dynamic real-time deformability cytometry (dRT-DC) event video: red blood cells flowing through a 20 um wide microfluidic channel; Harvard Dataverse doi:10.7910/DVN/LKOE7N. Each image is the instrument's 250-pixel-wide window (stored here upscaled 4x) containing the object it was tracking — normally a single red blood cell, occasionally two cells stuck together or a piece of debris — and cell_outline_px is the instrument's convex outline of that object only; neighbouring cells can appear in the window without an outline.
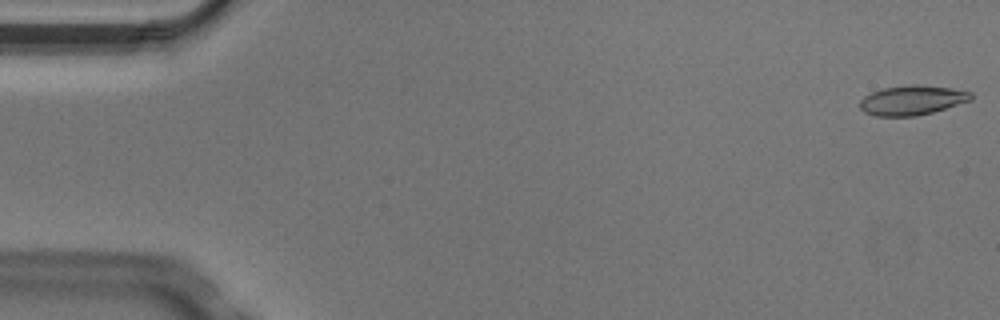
{"species": "Egyptian fruit bat (a non-hibernating species)", "species_latin": "Rousettus aegyptiacus", "temperature_condition": "cold", "stored_images_in_passage": 6, "camera_frame_rate_fps": 3000, "um_per_image_px": 0.085, "animal": {"sex": "male"}, "frame": {"image": 1, "passage_image": 1, "time_ms": 0.0, "image_size_px": [1000, 320], "cell_outline_px": [[972, 100], [932, 112], [916, 116], [876, 116], [864, 112], [860, 108], [860, 100], [864, 96], [872, 92], [884, 88], [908, 84], [916, 84], [952, 88], [972, 92]], "centroid_in_image_um": [77.53, 8.51], "position_along_channel_um": 7.5, "area_um2": 19.19}}
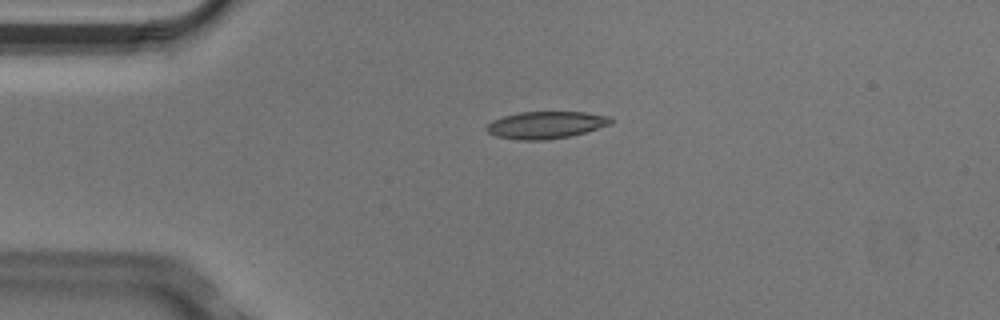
{"frame": {"image": 2, "passage_image": 4, "time_ms": 1.0, "image_size_px": [1000, 320], "cell_outline_px": [[612, 124], [584, 132], [568, 136], [544, 140], [516, 140], [496, 136], [488, 132], [484, 128], [492, 120], [504, 116], [520, 112], [584, 112], [608, 116], [612, 120]], "centroid_in_image_um": [46.36, 10.62], "position_along_channel_um": 38.6, "area_um2": 19.54}}